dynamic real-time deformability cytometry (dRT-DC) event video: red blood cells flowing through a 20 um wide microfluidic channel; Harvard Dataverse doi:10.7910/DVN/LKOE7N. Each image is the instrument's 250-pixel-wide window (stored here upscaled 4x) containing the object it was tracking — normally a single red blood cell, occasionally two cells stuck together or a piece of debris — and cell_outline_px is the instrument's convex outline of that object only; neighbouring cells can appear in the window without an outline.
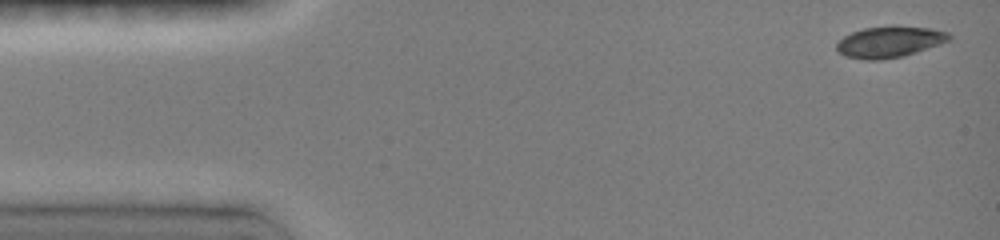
{"species": "common noctule bat (a hibernating species)", "species_latin": "Nyctalus noctula", "temperature_condition": "room temperature", "stored_images_in_passage": 11, "camera_frame_rate_fps": 3000, "um_per_image_px": 0.085, "animal": {"sex": "female", "body_mass_g": 19.0, "forearm_length_mm": 51.5}, "frame": {"image": 1, "passage_image": 1, "time_ms": 0.0, "image_size_px": [1000, 240], "cell_outline_px": [[952, 36], [948, 40], [940, 44], [916, 52], [900, 56], [880, 60], [864, 60], [844, 56], [836, 48], [836, 44], [844, 36], [852, 32], [864, 28], [892, 24], [896, 24], [932, 28], [948, 32]], "centroid_in_image_um": [75.62, 3.53], "position_along_channel_um": 9.4, "area_um2": 20.75}}
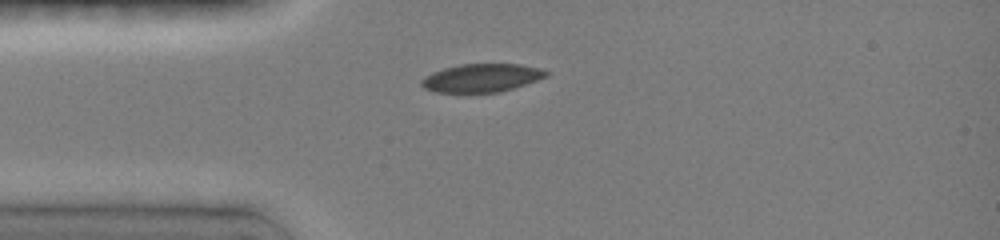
{"frame": {"image": 2, "passage_image": 6, "time_ms": 3.333, "image_size_px": [1000, 240], "cell_outline_px": [[548, 76], [500, 92], [436, 92], [424, 88], [420, 84], [420, 80], [424, 76], [432, 72], [444, 68], [460, 64], [520, 64], [540, 68], [548, 72]], "centroid_in_image_um": [40.9, 6.61], "position_along_channel_um": 44.1, "area_um2": 20.4}}
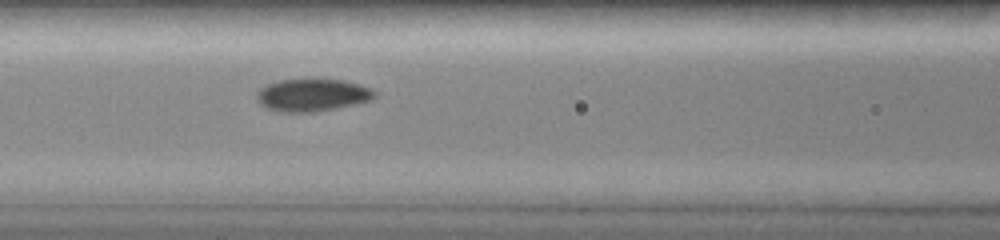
{"frame": {"image": 3, "passage_image": 11, "time_ms": 6.0, "image_size_px": [1000, 240], "cell_outline_px": [[376, 96], [372, 100], [356, 104], [316, 112], [280, 112], [268, 108], [260, 104], [256, 96], [256, 92], [260, 88], [268, 84], [280, 80], [344, 80], [360, 84], [376, 92]], "centroid_in_image_um": [26.55, 8.09], "position_along_channel_um": 140.0, "area_um2": 22.2}}